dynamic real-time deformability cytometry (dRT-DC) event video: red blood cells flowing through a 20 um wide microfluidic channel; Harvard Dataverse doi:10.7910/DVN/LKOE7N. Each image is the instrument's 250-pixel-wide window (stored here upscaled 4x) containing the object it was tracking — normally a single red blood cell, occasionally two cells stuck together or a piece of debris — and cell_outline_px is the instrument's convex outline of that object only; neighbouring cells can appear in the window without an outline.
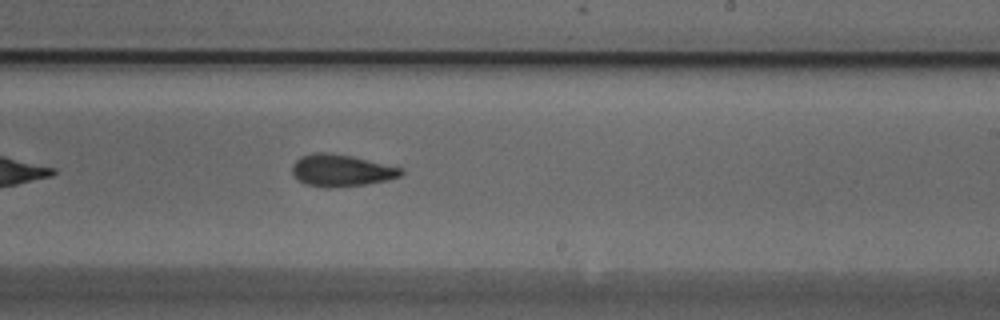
{"species": "Egyptian fruit bat (a non-hibernating species)", "species_latin": "Rousettus aegyptiacus", "temperature_condition": "cold", "stored_images_in_passage": 29, "camera_frame_rate_fps": 3000, "um_per_image_px": 0.085, "animal": {"sex": "male"}, "frame": {"image": 1, "passage_image": 17, "time_ms": 5.333, "image_size_px": [1000, 320], "cell_outline_px": [[404, 172], [400, 176], [388, 180], [364, 184], [332, 188], [324, 188], [304, 184], [292, 172], [292, 164], [300, 156], [312, 152], [328, 152], [352, 156], [404, 168]], "centroid_in_image_um": [29.0, 14.48], "position_along_channel_um": 260.0, "area_um2": 20.46}}